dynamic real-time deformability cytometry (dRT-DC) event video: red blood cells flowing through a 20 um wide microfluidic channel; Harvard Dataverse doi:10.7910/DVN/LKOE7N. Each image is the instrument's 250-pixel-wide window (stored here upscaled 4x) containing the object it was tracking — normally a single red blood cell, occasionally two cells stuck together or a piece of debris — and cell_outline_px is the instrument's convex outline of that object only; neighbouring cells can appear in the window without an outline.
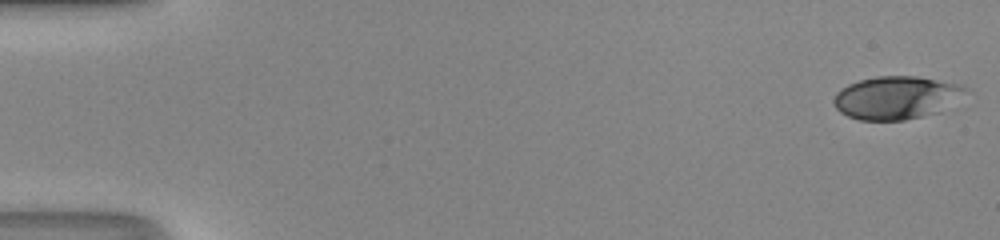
{"species": "human", "species_latin": "Homo sapiens", "temperature_condition": "room temperature", "stored_images_in_passage": 50, "camera_frame_rate_fps": 3000, "um_per_image_px": 0.085, "donor": {"sex": "male"}, "frame": {"image": 1, "passage_image": 1, "time_ms": 0.0, "image_size_px": [1000, 240], "cell_outline_px": [[968, 88], [940, 112], [904, 120], [860, 120], [848, 116], [840, 112], [836, 108], [832, 100], [836, 92], [848, 84], [860, 80], [876, 76], [916, 76], [960, 84]], "centroid_in_image_um": [76.12, 8.3], "position_along_channel_um": 8.9, "area_um2": 32.66}}
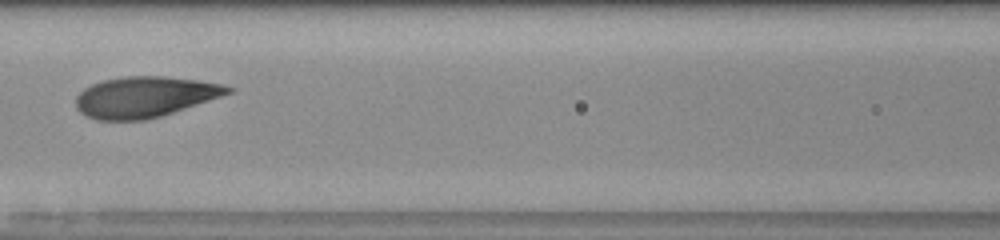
{"frame": {"image": 2, "passage_image": 24, "time_ms": 7.667, "image_size_px": [1000, 240], "cell_outline_px": [[236, 88], [232, 92], [160, 116], [144, 120], [96, 120], [80, 112], [76, 108], [76, 96], [84, 88], [92, 84], [104, 80], [124, 76], [164, 76], [196, 80], [220, 84]], "centroid_in_image_um": [12.26, 8.23], "position_along_channel_um": 154.3, "area_um2": 35.72}}
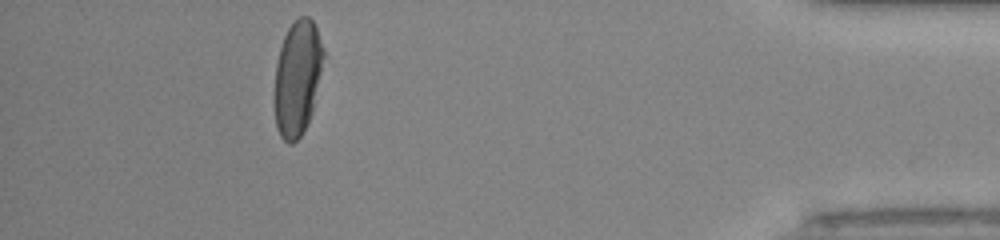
{"frame": {"image": 3, "passage_image": 46, "time_ms": 15.0, "image_size_px": [1000, 240], "cell_outline_px": [[324, 56], [312, 112], [300, 136], [292, 144], [288, 144], [280, 136], [276, 128], [276, 64], [280, 48], [284, 36], [288, 28], [300, 16], [308, 16], [312, 20], [316, 28], [324, 48]], "centroid_in_image_um": [25.29, 6.6], "position_along_channel_um": 409.9, "area_um2": 32.19}, "authors_computed_cell_mechanics": {"area_um2": 34.8823, "velocity_mm_per_s": 4.2148, "shape_relaxation_time_tau1_ms": 4.8282, "shape_relaxation_time_tau2_ms": 1.0058, "deformation_change_tau1": 0.1914, "deformation_change_tau2": 0.0681}}